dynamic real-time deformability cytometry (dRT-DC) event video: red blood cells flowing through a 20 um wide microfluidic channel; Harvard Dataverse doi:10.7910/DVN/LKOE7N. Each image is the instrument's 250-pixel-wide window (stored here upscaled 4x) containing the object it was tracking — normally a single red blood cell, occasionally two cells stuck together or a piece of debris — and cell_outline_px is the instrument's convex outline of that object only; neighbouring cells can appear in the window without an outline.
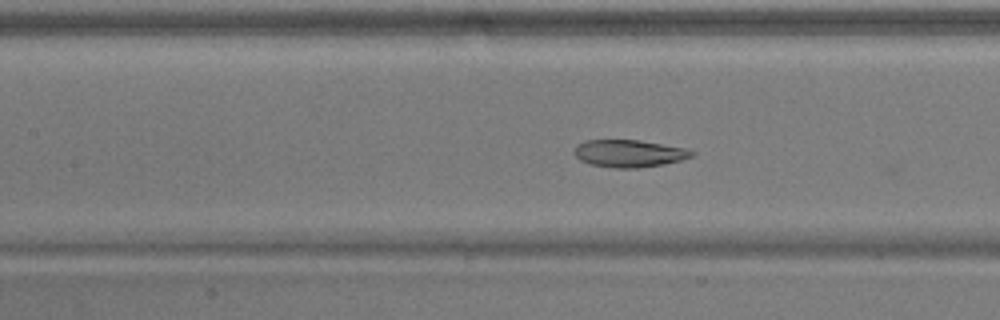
{"species": "common noctule bat (a hibernating species)", "species_latin": "Nyctalus noctula", "temperature_condition": "warm", "stored_images_in_passage": 36, "camera_frame_rate_fps": 3000, "um_per_image_px": 0.085, "animal": {"sex": "male", "body_mass_g": 17.9}, "frame": {"image": 1, "passage_image": 8, "time_ms": 2.333, "image_size_px": [1000, 320], "cell_outline_px": [[696, 152], [692, 156], [680, 160], [664, 164], [640, 168], [616, 168], [588, 164], [580, 160], [572, 152], [576, 144], [584, 140], [640, 140], [688, 148]], "centroid_in_image_um": [53.45, 13.04], "position_along_channel_um": 153.9, "area_um2": 19.02}}
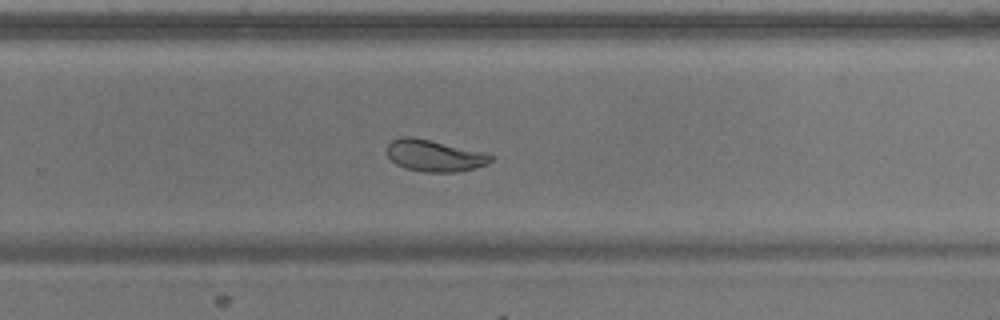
{"frame": {"image": 2, "passage_image": 19, "time_ms": 6.0, "image_size_px": [1000, 320], "cell_outline_px": [[496, 156], [488, 164], [476, 168], [456, 172], [424, 172], [404, 168], [396, 164], [388, 156], [388, 144], [392, 140], [400, 136], [412, 136], [480, 152]], "centroid_in_image_um": [36.91, 13.24], "position_along_channel_um": 292.9, "area_um2": 18.96}}
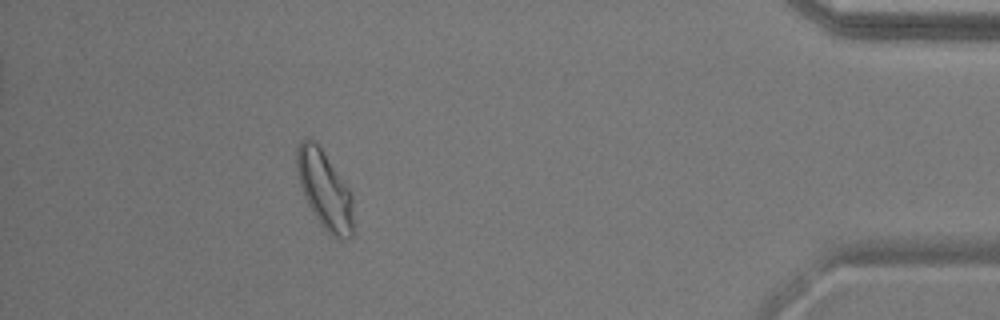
{"frame": {"image": 3, "passage_image": 32, "time_ms": 10.333, "image_size_px": [1000, 320], "cell_outline_px": [[356, 232], [348, 240], [332, 236], [320, 224], [312, 212], [304, 196], [300, 184], [296, 168], [296, 148], [300, 140], [308, 136], [316, 140], [320, 144], [348, 188], [352, 196], [356, 228]], "centroid_in_image_um": [27.62, 16.13], "position_along_channel_um": 407.6, "area_um2": 26.59}, "authors_computed_cell_mechanics": {"area_um2": 19.3052, "velocity_mm_per_s": 3.8006, "shape_relaxation_time_tau1_ms": null, "shape_relaxation_time_tau2_ms": 2.0912, "deformation_change_tau1": null, "deformation_change_tau2": 0.0755}}